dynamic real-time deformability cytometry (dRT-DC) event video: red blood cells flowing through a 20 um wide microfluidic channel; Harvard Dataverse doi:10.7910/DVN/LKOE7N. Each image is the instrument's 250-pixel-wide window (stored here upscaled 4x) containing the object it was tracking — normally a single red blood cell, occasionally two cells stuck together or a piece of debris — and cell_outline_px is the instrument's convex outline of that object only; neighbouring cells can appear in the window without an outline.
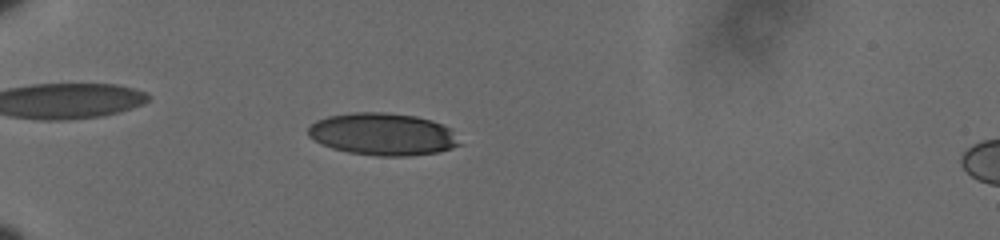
{"species": "human", "species_latin": "Homo sapiens", "temperature_condition": "cold", "stored_images_in_passage": 44, "camera_frame_rate_fps": 3000, "um_per_image_px": 0.085, "donor": {"sex": "male"}, "frame": {"image": 1, "passage_image": 4, "time_ms": 1.0, "image_size_px": [1000, 240], "cell_outline_px": [[464, 144], [440, 152], [408, 156], [376, 156], [348, 152], [332, 148], [320, 144], [308, 136], [308, 128], [316, 120], [328, 116], [352, 112], [384, 112], [416, 116], [432, 120], [448, 128]], "centroid_in_image_um": [32.53, 11.41], "position_along_channel_um": 52.5, "area_um2": 37.51}}
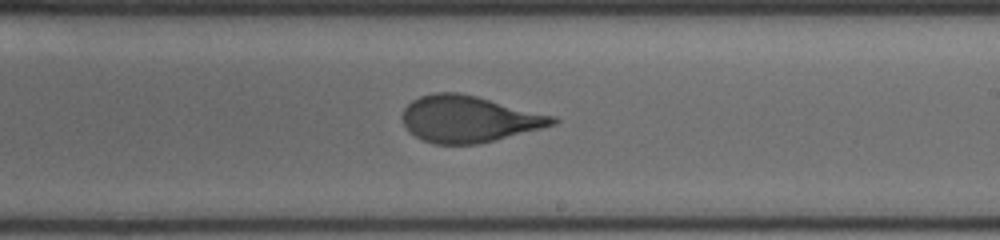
{"frame": {"image": 2, "passage_image": 23, "time_ms": 7.333, "image_size_px": [1000, 240], "cell_outline_px": [[560, 120], [556, 124], [496, 140], [476, 144], [436, 144], [424, 140], [408, 132], [404, 124], [404, 108], [412, 100], [420, 96], [432, 92], [460, 92], [556, 116]], "centroid_in_image_um": [39.86, 10.11], "position_along_channel_um": 249.1, "area_um2": 40.63}}
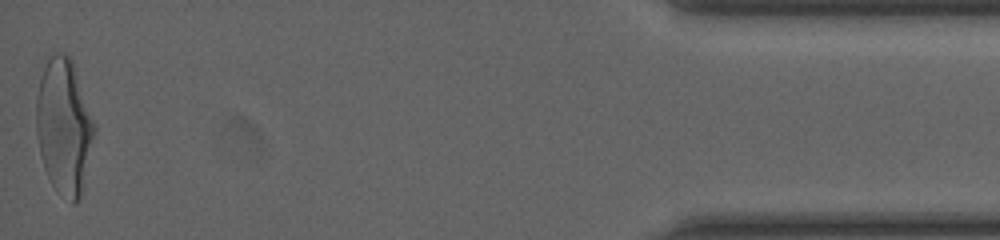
{"frame": {"image": 3, "passage_image": 44, "time_ms": 14.333, "image_size_px": [1000, 240], "cell_outline_px": [[96, 128], [80, 196], [72, 204], [52, 184], [44, 168], [40, 152], [36, 132], [36, 96], [40, 76], [48, 60], [56, 52], [64, 52], [72, 60]], "centroid_in_image_um": [5.42, 10.71], "position_along_channel_um": 429.8, "area_um2": 45.03}, "authors_computed_cell_mechanics": {"area_um2": 41.0958, "velocity_mm_per_s": 3.6117, "shape_relaxation_time_tau1_ms": 4.6175, "shape_relaxation_time_tau2_ms": null, "deformation_change_tau1": 0.1837, "deformation_change_tau2": null}}